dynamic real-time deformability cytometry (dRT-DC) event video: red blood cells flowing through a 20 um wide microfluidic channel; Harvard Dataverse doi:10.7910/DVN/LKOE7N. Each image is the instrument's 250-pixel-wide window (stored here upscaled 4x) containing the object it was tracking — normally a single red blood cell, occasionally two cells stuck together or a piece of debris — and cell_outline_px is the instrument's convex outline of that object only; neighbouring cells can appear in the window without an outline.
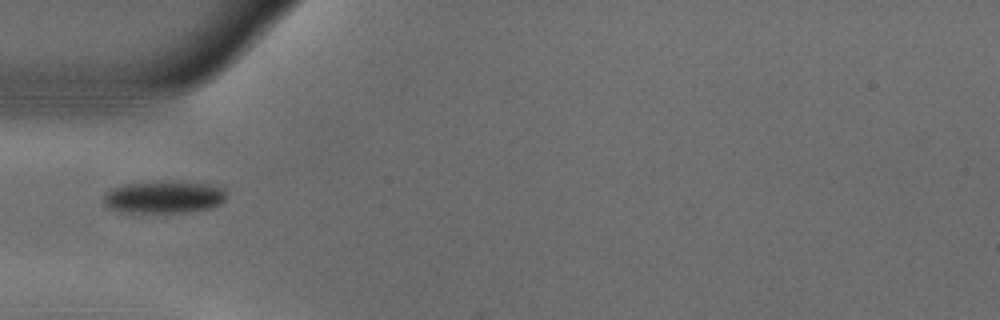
{"species": "common noctule bat (a hibernating species)", "species_latin": "Nyctalus noctula", "temperature_condition": "warm", "stored_images_in_passage": 38, "camera_frame_rate_fps": 3000, "um_per_image_px": 0.085, "animal": {"sex": "male", "body_mass_g": 18.8}, "frame": {"image": 1, "passage_image": 1, "time_ms": 0.0, "image_size_px": [1000, 320], "cell_outline_px": [[224, 200], [220, 204], [208, 208], [180, 212], [120, 212], [108, 208], [104, 204], [104, 196], [112, 188], [124, 184], [156, 180], [172, 180], [208, 184], [224, 188]], "centroid_in_image_um": [13.89, 16.72], "position_along_channel_um": 71.1, "area_um2": 23.29}}
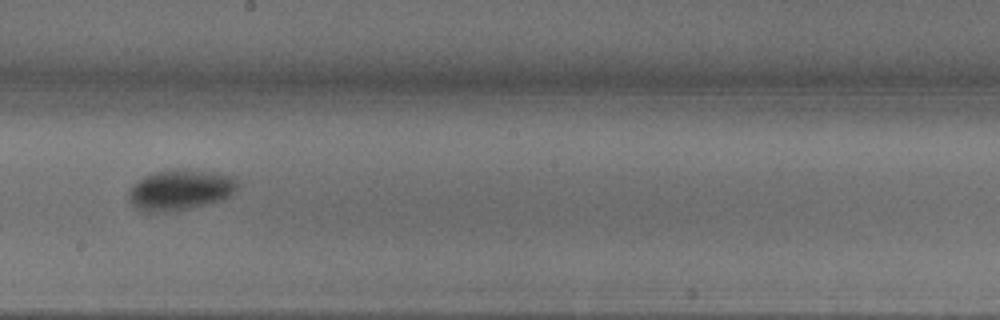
{"frame": {"image": 2, "passage_image": 14, "time_ms": 4.333, "image_size_px": [1000, 320], "cell_outline_px": [[240, 184], [228, 196], [220, 200], [188, 208], [164, 212], [144, 212], [136, 208], [128, 200], [128, 188], [136, 180], [144, 176], [156, 172], [172, 168], [184, 168], [216, 172], [236, 176]], "centroid_in_image_um": [15.29, 16.1], "position_along_channel_um": 232.9, "area_um2": 26.18}}
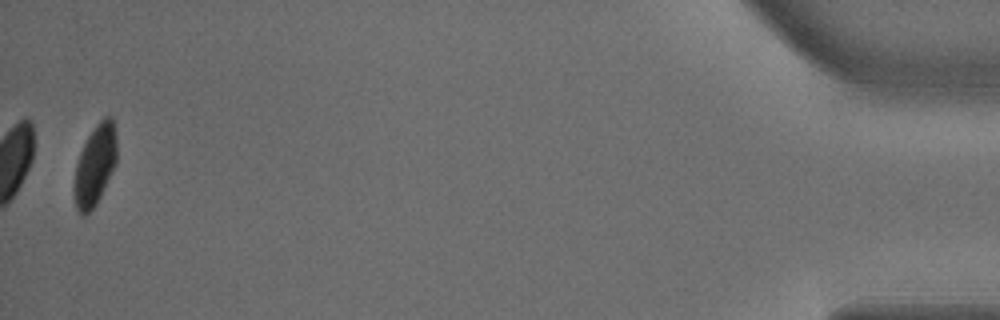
{"frame": {"image": 3, "passage_image": 37, "time_ms": 12.0, "image_size_px": [1000, 320], "cell_outline_px": [[116, 164], [96, 204], [84, 216], [80, 216], [76, 208], [72, 192], [72, 188], [76, 164], [80, 152], [92, 128], [104, 116], [112, 116], [116, 136]], "centroid_in_image_um": [8.05, 14.05], "position_along_channel_um": 427.2, "area_um2": 20.23}, "authors_computed_cell_mechanics": {"area_um2": 23.0044, "velocity_mm_per_s": 3.7134, "shape_relaxation_time_tau1_ms": 2.3402, "shape_relaxation_time_tau2_ms": null, "deformation_change_tau1": 0.1381, "deformation_change_tau2": null}}